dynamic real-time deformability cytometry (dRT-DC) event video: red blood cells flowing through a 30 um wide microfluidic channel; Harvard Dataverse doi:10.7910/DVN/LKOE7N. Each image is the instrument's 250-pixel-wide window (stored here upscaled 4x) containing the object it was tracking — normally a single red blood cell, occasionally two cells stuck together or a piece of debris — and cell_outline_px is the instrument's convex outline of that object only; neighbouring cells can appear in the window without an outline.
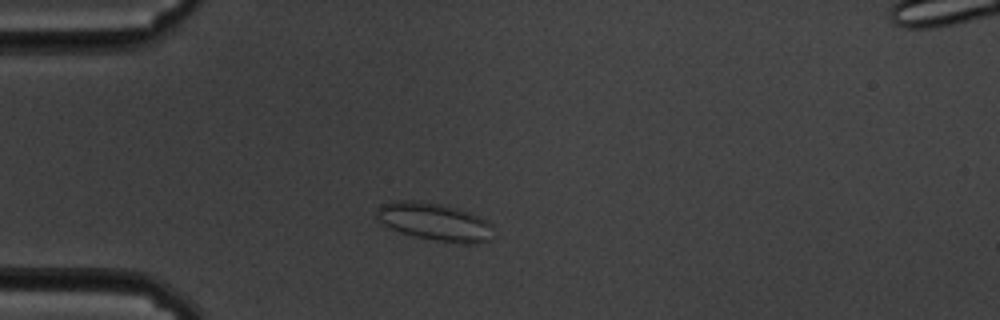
{"species": "common noctule bat (a hibernating species)", "species_latin": "Nyctalus noctula", "temperature_condition": "cold", "stored_images_in_passage": 51, "camera_frame_rate_fps": 3000, "um_per_image_px": 0.085, "animal": {"sex": "male", "body_mass_g": 19.5, "forearm_length_mm": 54.6}, "frame": {"image": 1, "passage_image": 8, "time_ms": 2.333, "image_size_px": [1000, 320], "cell_outline_px": [[492, 224], [488, 240], [480, 244], [464, 244], [436, 240], [412, 236], [400, 232], [376, 220], [376, 208], [380, 204], [392, 200], [412, 200], [440, 204], [472, 212], [488, 220]], "centroid_in_image_um": [36.91, 18.84], "position_along_channel_um": 48.1, "area_um2": 25.89}}
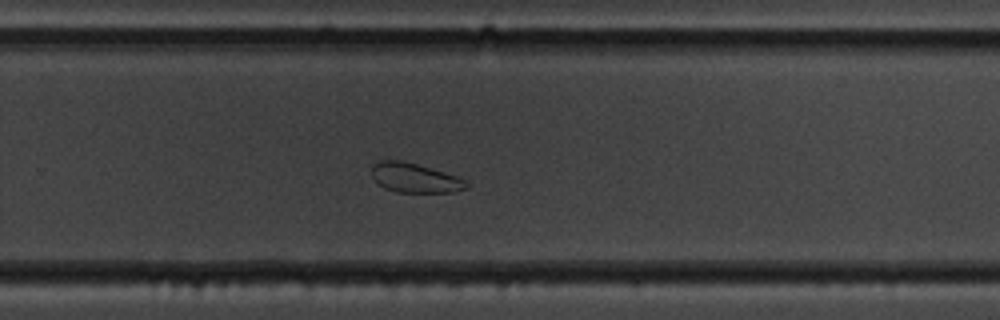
{"frame": {"image": 2, "passage_image": 31, "time_ms": 10.0, "image_size_px": [1000, 320], "cell_outline_px": [[472, 184], [468, 188], [452, 192], [396, 192], [384, 188], [376, 184], [372, 176], [372, 164], [380, 160], [400, 160], [416, 164], [460, 176], [468, 180]], "centroid_in_image_um": [35.3, 15.13], "position_along_channel_um": 294.5, "area_um2": 16.65}}
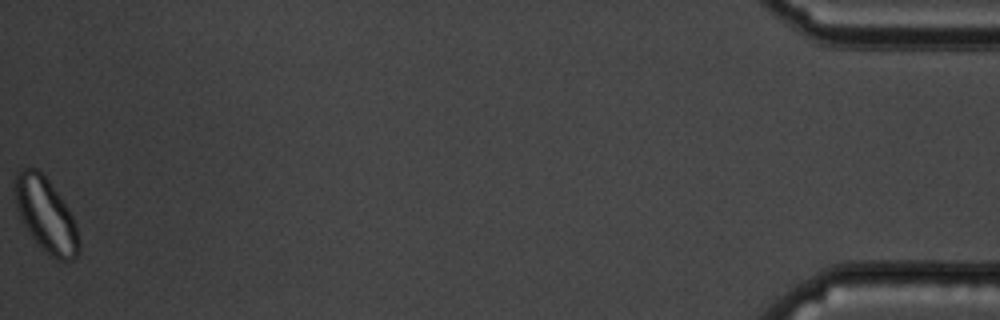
{"frame": {"image": 3, "passage_image": 51, "time_ms": 16.667, "image_size_px": [1000, 320], "cell_outline_px": [[80, 252], [72, 260], [60, 260], [52, 256], [40, 248], [28, 232], [20, 220], [16, 208], [12, 188], [16, 172], [20, 168], [36, 168], [48, 180], [60, 196], [68, 208], [76, 224], [80, 240]], "centroid_in_image_um": [3.86, 18.26], "position_along_channel_um": 431.3, "area_um2": 28.09}, "authors_computed_cell_mechanics": {"area_um2": 21.1548, "velocity_mm_per_s": 3.4371, "shape_relaxation_time_tau1_ms": null, "shape_relaxation_time_tau2_ms": 4.0802, "deformation_change_tau1": null, "deformation_change_tau2": 0.0732}}